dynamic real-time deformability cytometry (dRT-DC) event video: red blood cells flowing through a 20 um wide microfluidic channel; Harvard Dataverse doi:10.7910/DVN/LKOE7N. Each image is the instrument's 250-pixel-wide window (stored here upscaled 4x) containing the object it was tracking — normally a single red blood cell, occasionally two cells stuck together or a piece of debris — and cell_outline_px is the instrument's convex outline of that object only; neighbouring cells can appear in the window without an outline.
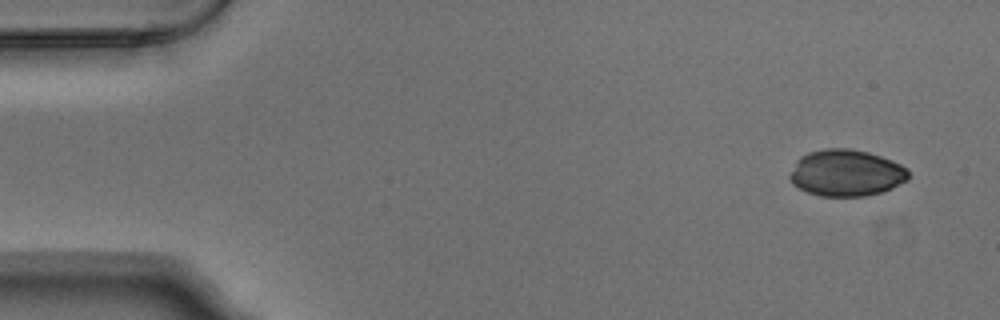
{"species": "Egyptian fruit bat (a non-hibernating species)", "species_latin": "Rousettus aegyptiacus", "temperature_condition": "warm", "stored_images_in_passage": 5, "camera_frame_rate_fps": 3000, "um_per_image_px": 0.085, "animal": {"sex": "male"}, "frame": {"image": 1, "passage_image": 1, "time_ms": 0.0, "image_size_px": [1000, 320], "cell_outline_px": [[908, 180], [892, 188], [880, 192], [864, 196], [820, 196], [808, 192], [792, 184], [788, 176], [796, 160], [800, 156], [808, 152], [824, 148], [848, 148], [868, 152], [892, 160], [908, 168]], "centroid_in_image_um": [71.91, 14.69], "position_along_channel_um": 13.1, "area_um2": 32.37}}
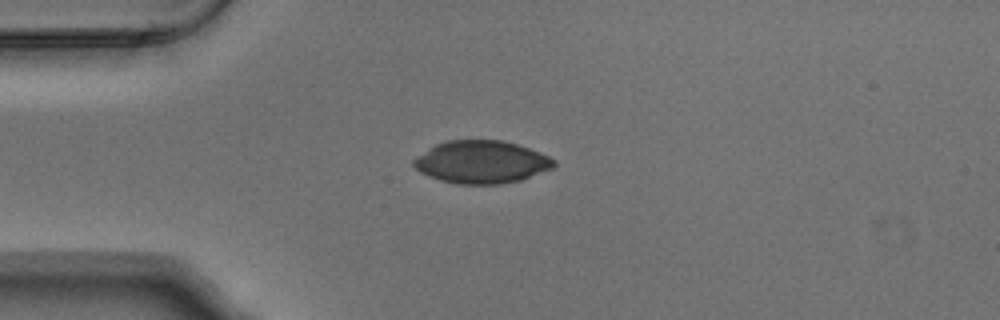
{"frame": {"image": 2, "passage_image": 4, "time_ms": 1.0, "image_size_px": [1000, 320], "cell_outline_px": [[556, 164], [552, 168], [520, 180], [500, 184], [456, 184], [440, 180], [420, 172], [412, 164], [412, 160], [436, 144], [448, 140], [500, 140], [516, 144], [528, 148], [548, 156], [556, 160]], "centroid_in_image_um": [40.92, 13.77], "position_along_channel_um": 44.1, "area_um2": 34.56}}
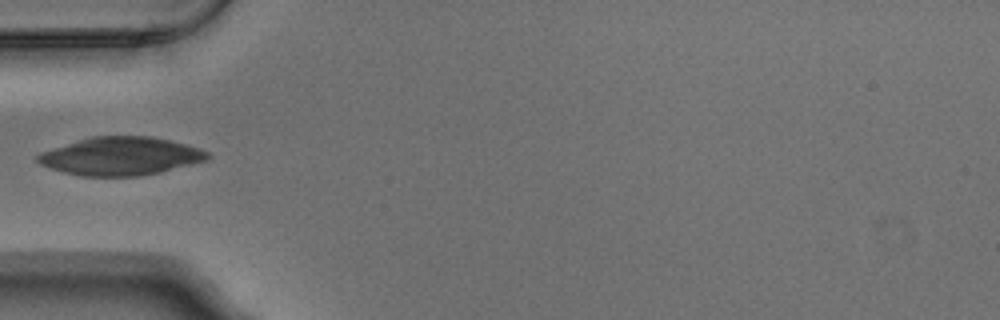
{"frame": {"image": 3, "passage_image": 5, "time_ms": 1.333, "image_size_px": [1000, 320], "cell_outline_px": [[212, 156], [208, 160], [160, 172], [140, 176], [80, 176], [64, 172], [40, 164], [36, 160], [36, 156], [40, 152], [92, 136], [152, 136], [188, 144], [200, 148], [208, 152]], "centroid_in_image_um": [10.3, 13.27], "position_along_channel_um": 74.7, "area_um2": 37.8}}